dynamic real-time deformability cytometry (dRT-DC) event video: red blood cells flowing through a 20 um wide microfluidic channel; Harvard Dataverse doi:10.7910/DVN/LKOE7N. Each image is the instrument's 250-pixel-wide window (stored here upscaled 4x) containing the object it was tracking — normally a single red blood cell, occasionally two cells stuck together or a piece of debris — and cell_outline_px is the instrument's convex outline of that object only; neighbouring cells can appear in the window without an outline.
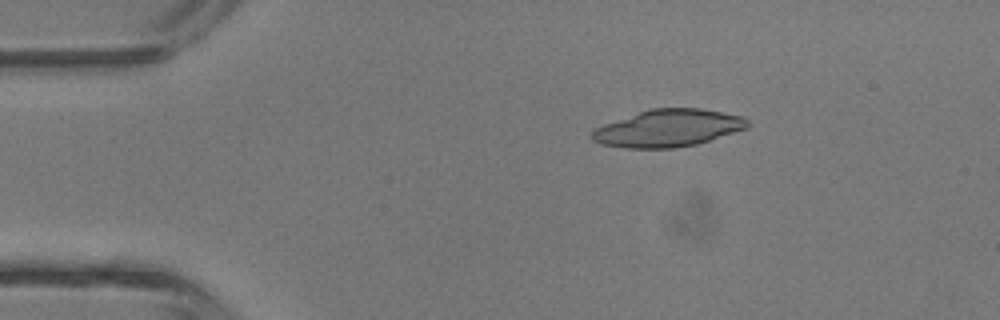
{"species": "common noctule bat (a hibernating species)", "species_latin": "Nyctalus noctula", "temperature_condition": "room temperature", "stored_images_in_passage": 4, "camera_frame_rate_fps": 3000, "um_per_image_px": 0.085, "animal": {"sex": "male", "body_mass_g": 13.3}, "frame": {"image": 1, "passage_image": 3, "time_ms": 2.333, "image_size_px": [1000, 320], "cell_outline_px": [[748, 128], [696, 144], [672, 148], [624, 148], [600, 144], [592, 140], [592, 132], [596, 128], [604, 124], [648, 108], [700, 108], [744, 116], [748, 120]], "centroid_in_image_um": [56.79, 10.89], "position_along_channel_um": 28.2, "area_um2": 33.76}}